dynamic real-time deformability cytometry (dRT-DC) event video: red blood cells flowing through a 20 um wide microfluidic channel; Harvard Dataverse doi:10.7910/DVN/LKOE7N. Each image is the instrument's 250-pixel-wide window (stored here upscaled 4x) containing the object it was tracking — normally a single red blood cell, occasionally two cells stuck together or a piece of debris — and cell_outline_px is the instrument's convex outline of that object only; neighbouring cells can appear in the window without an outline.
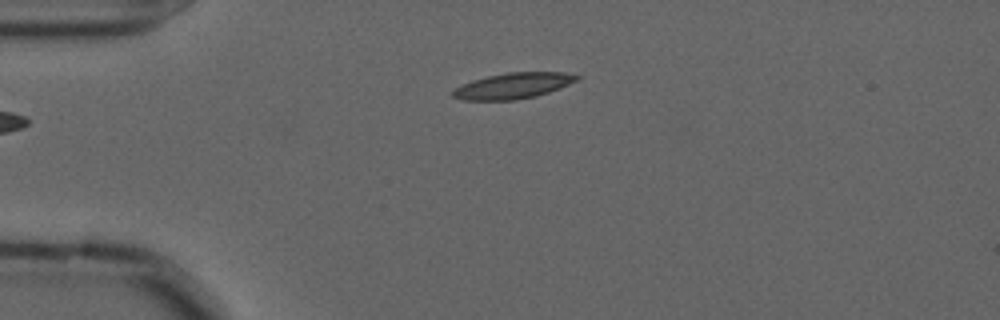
{"species": "common noctule bat (a hibernating species)", "species_latin": "Nyctalus noctula", "temperature_condition": "cold", "stored_images_in_passage": 38, "camera_frame_rate_fps": 3000, "um_per_image_px": 0.085, "animal": {"sex": "male", "forearm_length_mm": 52.5}, "frame": {"image": 1, "passage_image": 1, "time_ms": 0.0, "image_size_px": [1000, 320], "cell_outline_px": [[580, 80], [560, 88], [536, 96], [516, 100], [464, 100], [452, 96], [452, 92], [456, 88], [472, 80], [488, 76], [508, 72], [564, 72], [580, 76]], "centroid_in_image_um": [43.66, 7.29], "position_along_channel_um": 41.3, "area_um2": 18.61}}
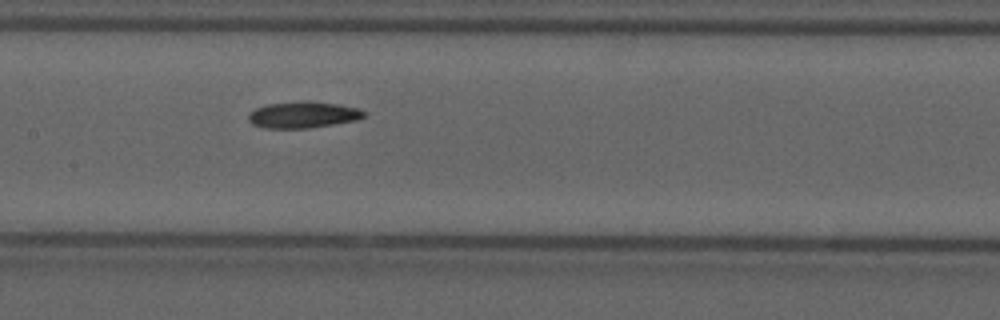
{"frame": {"image": 2, "passage_image": 15, "time_ms": 4.667, "image_size_px": [1000, 320], "cell_outline_px": [[368, 116], [356, 120], [308, 128], [264, 128], [252, 124], [248, 120], [248, 116], [256, 108], [268, 104], [336, 104], [360, 108], [368, 112]], "centroid_in_image_um": [25.81, 9.81], "position_along_channel_um": 181.6, "area_um2": 16.88}}
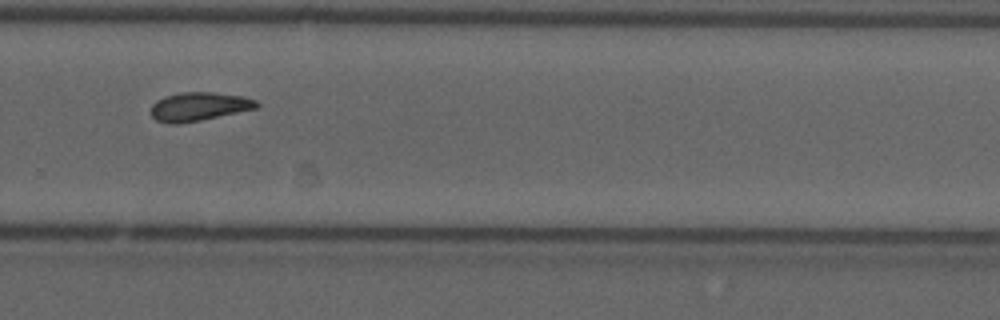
{"frame": {"image": 3, "passage_image": 26, "time_ms": 8.333, "image_size_px": [1000, 320], "cell_outline_px": [[260, 104], [256, 108], [200, 120], [176, 124], [168, 124], [156, 120], [152, 116], [152, 104], [156, 100], [164, 96], [180, 92], [212, 92], [240, 96], [256, 100]], "centroid_in_image_um": [16.87, 9.05], "position_along_channel_um": 312.9, "area_um2": 17.46}, "authors_computed_cell_mechanics": {"area_um2": 17.4556, "velocity_mm_per_s": 3.5878, "shape_relaxation_time_tau1_ms": 9.2993, "shape_relaxation_time_tau2_ms": 5.8707, "deformation_change_tau1": 0.1654, "deformation_change_tau2": 0.113}}